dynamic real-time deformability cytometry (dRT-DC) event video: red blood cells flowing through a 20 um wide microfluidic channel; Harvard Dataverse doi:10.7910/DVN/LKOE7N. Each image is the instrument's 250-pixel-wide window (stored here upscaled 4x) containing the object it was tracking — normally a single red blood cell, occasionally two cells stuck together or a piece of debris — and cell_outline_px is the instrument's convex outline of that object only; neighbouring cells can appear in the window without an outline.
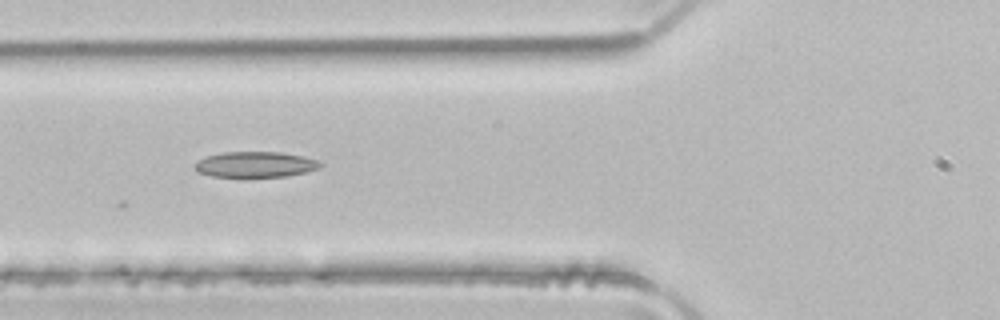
{"species": "common noctule bat (a hibernating species)", "species_latin": "Nyctalus noctula", "temperature_condition": "room temperature", "stored_images_in_passage": 5, "camera_frame_rate_fps": 3000, "um_per_image_px": 0.085, "animal": {"sex": "male", "body_mass_g": 21.5, "forearm_length_mm": 52.0}, "frame": {"image": 1, "passage_image": 4, "time_ms": 1.0, "image_size_px": [1000, 320], "cell_outline_px": [[324, 164], [320, 168], [288, 176], [244, 180], [212, 176], [196, 172], [192, 168], [192, 164], [208, 156], [224, 152], [280, 152], [304, 156], [316, 160]], "centroid_in_image_um": [21.65, 14.03], "position_along_channel_um": 104.1, "area_um2": 19.77}}
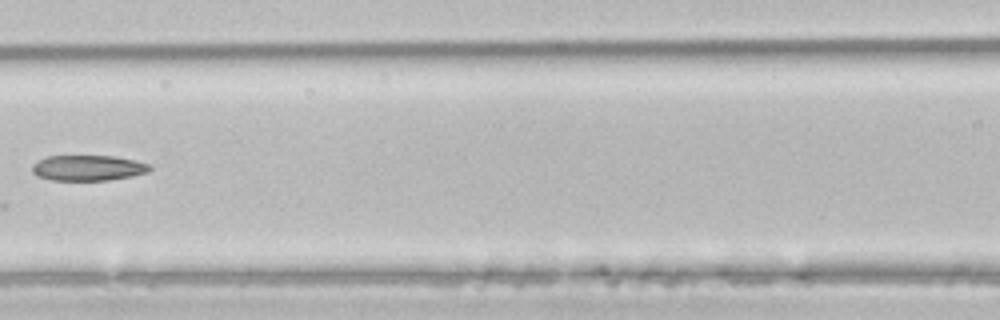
{"frame": {"image": 2, "passage_image": 5, "time_ms": 1.333, "image_size_px": [1000, 320], "cell_outline_px": [[152, 168], [148, 172], [132, 176], [108, 180], [52, 180], [36, 176], [32, 172], [32, 164], [48, 156], [116, 156], [136, 160], [152, 164]], "centroid_in_image_um": [7.52, 14.27], "position_along_channel_um": 159.1, "area_um2": 17.63}}